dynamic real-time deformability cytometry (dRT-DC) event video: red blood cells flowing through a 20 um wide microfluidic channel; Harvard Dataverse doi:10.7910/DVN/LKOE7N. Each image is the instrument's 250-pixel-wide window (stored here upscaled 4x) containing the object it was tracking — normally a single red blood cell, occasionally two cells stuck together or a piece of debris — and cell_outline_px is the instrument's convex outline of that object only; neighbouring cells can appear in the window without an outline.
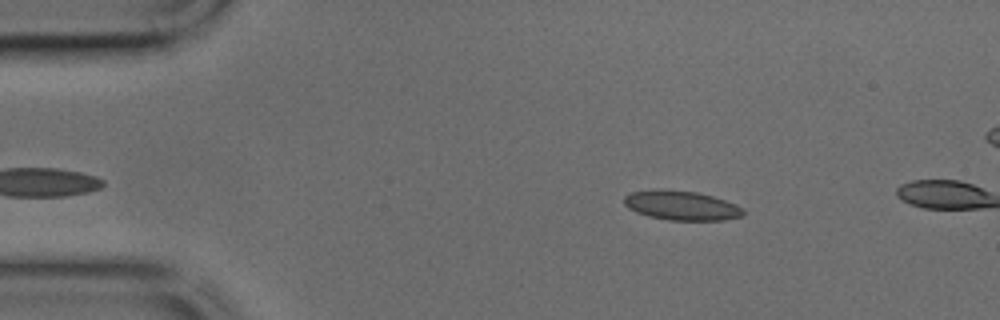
{"species": "common noctule bat (a hibernating species)", "species_latin": "Nyctalus noctula", "temperature_condition": "cold", "stored_images_in_passage": 6, "camera_frame_rate_fps": 3000, "um_per_image_px": 0.085, "animal": {"sex": "male", "body_mass_g": 17.9, "forearm_length_mm": 54.2}, "frame": {"image": 1, "passage_image": 3, "time_ms": 0.667, "image_size_px": [1000, 320], "cell_outline_px": [[744, 216], [724, 220], [668, 220], [648, 216], [636, 212], [628, 208], [624, 204], [624, 196], [632, 192], [656, 188], [696, 192], [712, 196], [736, 204], [744, 208]], "centroid_in_image_um": [57.92, 17.46], "position_along_channel_um": 27.1, "area_um2": 20.58}}